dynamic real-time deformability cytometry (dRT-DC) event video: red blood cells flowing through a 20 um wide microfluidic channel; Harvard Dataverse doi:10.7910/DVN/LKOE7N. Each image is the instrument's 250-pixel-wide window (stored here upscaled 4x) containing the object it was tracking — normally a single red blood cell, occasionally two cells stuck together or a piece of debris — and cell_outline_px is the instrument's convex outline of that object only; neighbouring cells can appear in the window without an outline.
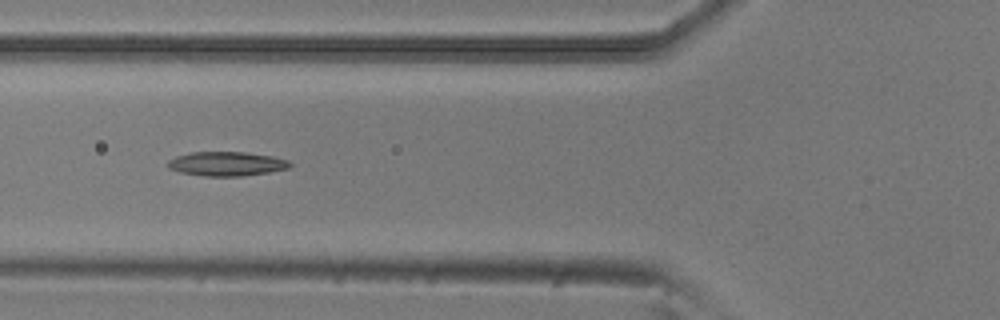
{"species": "common noctule bat (a hibernating species)", "species_latin": "Nyctalus noctula", "temperature_condition": "room temperature", "stored_images_in_passage": 6, "camera_frame_rate_fps": 3000, "um_per_image_px": 0.085, "animal": {"sex": "male", "body_mass_g": 20.5, "forearm_length_mm": 52.5}, "frame": {"image": 1, "passage_image": 4, "time_ms": 1.0, "image_size_px": [1000, 320], "cell_outline_px": [[292, 164], [288, 168], [268, 172], [240, 176], [204, 176], [180, 172], [168, 168], [168, 160], [176, 156], [192, 152], [244, 152], [272, 156], [288, 160]], "centroid_in_image_um": [19.24, 13.92], "position_along_channel_um": 106.6, "area_um2": 17.11}}
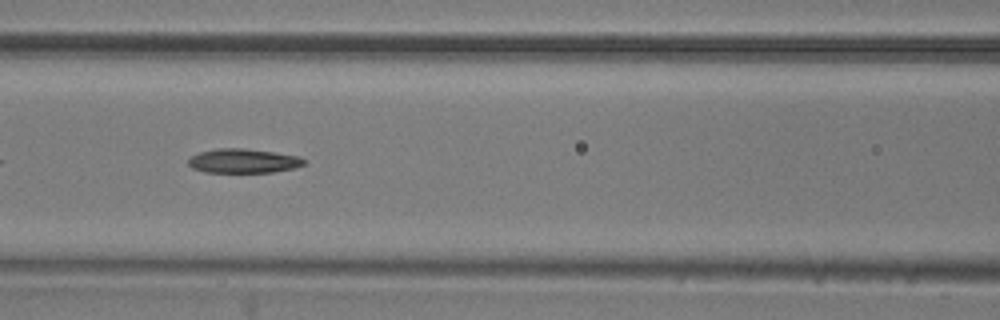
{"frame": {"image": 2, "passage_image": 5, "time_ms": 1.333, "image_size_px": [1000, 320], "cell_outline_px": [[304, 164], [292, 168], [272, 172], [204, 172], [192, 168], [188, 164], [188, 160], [192, 156], [200, 152], [216, 148], [244, 148], [272, 152], [296, 156], [304, 160]], "centroid_in_image_um": [20.61, 13.67], "position_along_channel_um": 146.0, "area_um2": 16.07}}
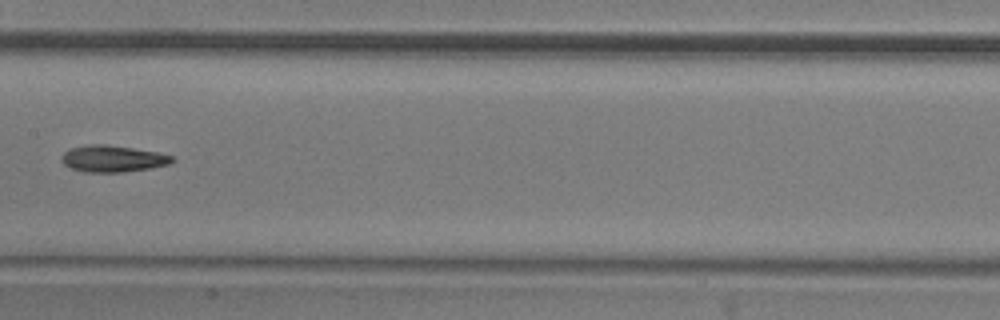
{"frame": {"image": 3, "passage_image": 6, "time_ms": 1.667, "image_size_px": [1000, 320], "cell_outline_px": [[176, 160], [168, 164], [152, 168], [120, 172], [84, 172], [72, 168], [64, 164], [60, 160], [60, 156], [68, 148], [88, 144], [104, 144], [132, 148], [156, 152], [172, 156]], "centroid_in_image_um": [9.54, 13.48], "position_along_channel_um": 197.9, "area_um2": 17.17}}